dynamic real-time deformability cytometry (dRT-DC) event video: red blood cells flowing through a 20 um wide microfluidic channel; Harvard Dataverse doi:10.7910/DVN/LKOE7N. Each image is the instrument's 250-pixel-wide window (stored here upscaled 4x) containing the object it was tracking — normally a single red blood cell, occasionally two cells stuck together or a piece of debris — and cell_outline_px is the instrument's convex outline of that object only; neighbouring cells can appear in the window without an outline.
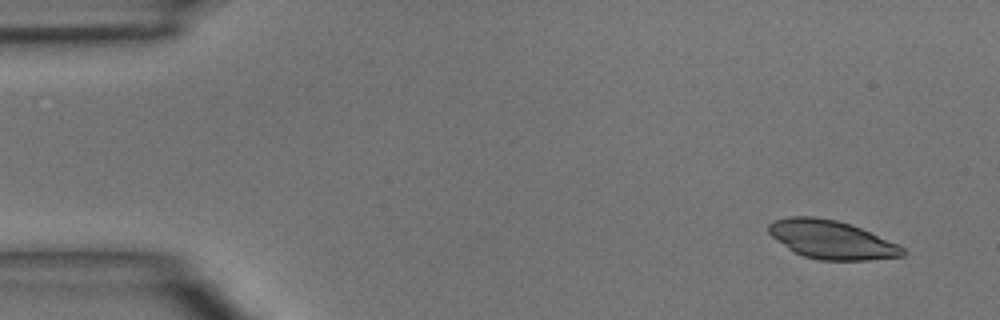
{"species": "common noctule bat (a hibernating species)", "species_latin": "Nyctalus noctula", "temperature_condition": "room temperature", "stored_images_in_passage": 4, "camera_frame_rate_fps": 3000, "um_per_image_px": 0.085, "animal": {"sex": "male", "body_mass_g": 15.6}, "frame": {"image": 1, "passage_image": 1, "time_ms": 0.0, "image_size_px": [1000, 320], "cell_outline_px": [[908, 252], [904, 256], [868, 260], [820, 260], [804, 256], [788, 248], [776, 240], [768, 232], [768, 224], [772, 220], [788, 216], [816, 216], [836, 220], [852, 224], [896, 244], [904, 248]], "centroid_in_image_um": [70.66, 20.36], "position_along_channel_um": 14.3, "area_um2": 30.06}}
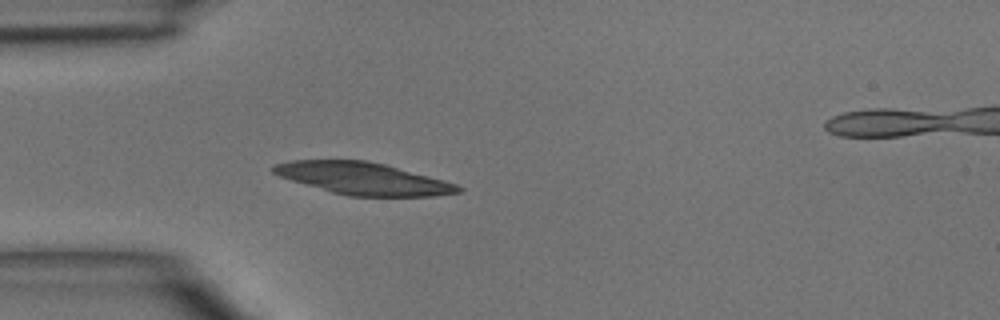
{"frame": {"image": 2, "passage_image": 4, "time_ms": 3.333, "image_size_px": [1000, 320], "cell_outline_px": [[464, 188], [460, 192], [432, 196], [348, 196], [332, 192], [292, 180], [280, 176], [272, 172], [272, 164], [292, 160], [368, 160], [384, 164], [444, 180], [456, 184]], "centroid_in_image_um": [30.86, 15.17], "position_along_channel_um": 54.1, "area_um2": 34.28}}